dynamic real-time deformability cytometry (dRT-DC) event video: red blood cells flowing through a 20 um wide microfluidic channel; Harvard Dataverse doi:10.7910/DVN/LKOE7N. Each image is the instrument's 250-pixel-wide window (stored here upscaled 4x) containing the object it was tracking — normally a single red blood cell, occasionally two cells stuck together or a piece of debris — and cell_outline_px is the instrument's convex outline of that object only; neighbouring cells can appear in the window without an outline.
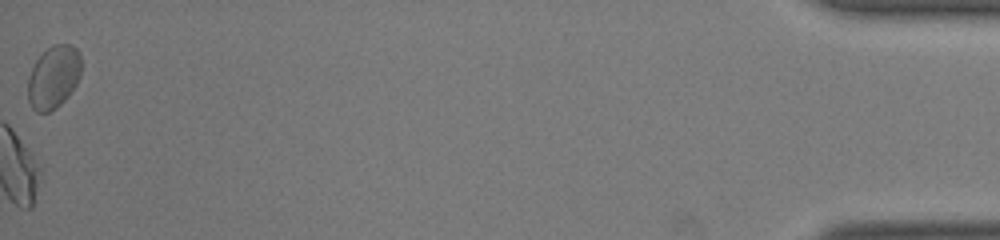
{"species": "common noctule bat (a hibernating species)", "species_latin": "Nyctalus noctula", "temperature_condition": "room temperature", "stored_images_in_passage": 46, "camera_frame_rate_fps": 3000, "um_per_image_px": 0.085, "animal": {"sex": "male", "body_mass_g": 19.0, "forearm_length_mm": 50.8}, "frame": {"image": 1, "passage_image": 46, "time_ms": 15.0, "image_size_px": [1000, 240], "cell_outline_px": [[80, 76], [76, 84], [68, 96], [56, 108], [48, 112], [36, 112], [32, 108], [28, 100], [28, 76], [36, 60], [52, 44], [72, 44], [80, 52]], "centroid_in_image_um": [4.55, 6.55], "position_along_channel_um": 430.7, "area_um2": 19.54}, "authors_computed_cell_mechanics": {"area_um2": 18.207, "velocity_mm_per_s": 3.9986, "shape_relaxation_time_tau1_ms": null, "shape_relaxation_time_tau2_ms": 2.2566, "deformation_change_tau1": null, "deformation_change_tau2": 0.0507}}